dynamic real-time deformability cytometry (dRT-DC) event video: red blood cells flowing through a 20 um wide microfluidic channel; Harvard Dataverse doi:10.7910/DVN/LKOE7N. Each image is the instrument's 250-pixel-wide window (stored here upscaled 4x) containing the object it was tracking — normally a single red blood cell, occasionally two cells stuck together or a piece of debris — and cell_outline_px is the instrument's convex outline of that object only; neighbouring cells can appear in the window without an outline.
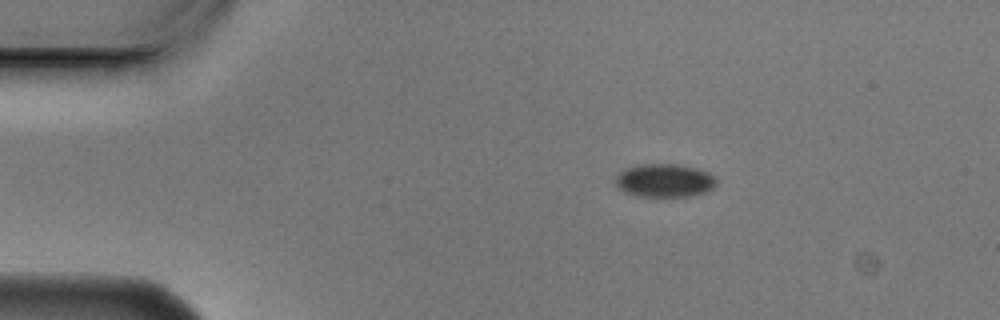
{"species": "Egyptian fruit bat (a non-hibernating species)", "species_latin": "Rousettus aegyptiacus", "temperature_condition": "cold", "stored_images_in_passage": 6, "camera_frame_rate_fps": 3000, "um_per_image_px": 0.085, "animal": {"sex": "male"}, "frame": {"image": 1, "passage_image": 2, "time_ms": 0.333, "image_size_px": [1000, 320], "cell_outline_px": [[716, 184], [712, 188], [704, 192], [688, 196], [640, 196], [628, 192], [620, 188], [616, 184], [616, 176], [624, 168], [636, 164], [676, 164], [696, 168], [708, 172], [716, 176]], "centroid_in_image_um": [56.5, 15.32], "position_along_channel_um": 28.5, "area_um2": 19.42}}
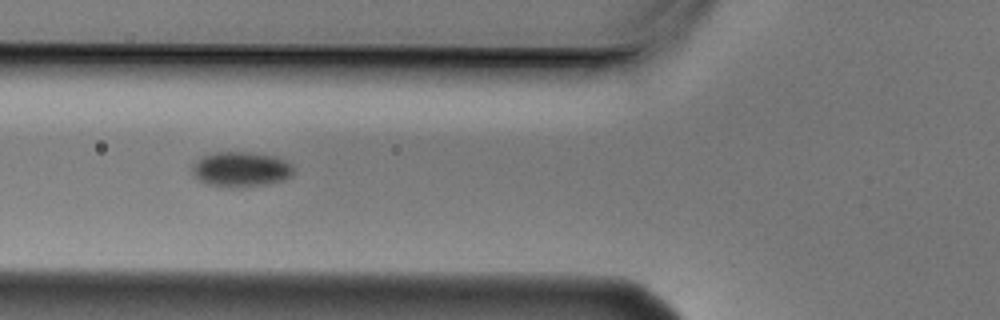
{"frame": {"image": 2, "passage_image": 5, "time_ms": 1.333, "image_size_px": [1000, 320], "cell_outline_px": [[296, 168], [292, 176], [284, 180], [268, 184], [232, 188], [228, 188], [204, 184], [192, 172], [192, 164], [204, 156], [216, 152], [248, 152], [276, 156], [292, 164]], "centroid_in_image_um": [20.52, 14.4], "position_along_channel_um": 105.3, "area_um2": 20.98}}
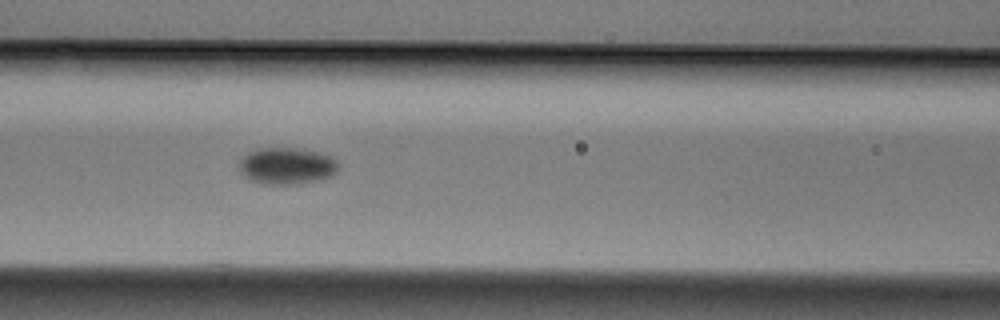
{"frame": {"image": 3, "passage_image": 6, "time_ms": 1.667, "image_size_px": [1000, 320], "cell_outline_px": [[340, 168], [332, 176], [320, 180], [296, 184], [264, 184], [248, 180], [236, 168], [236, 164], [248, 152], [256, 148], [296, 148], [316, 152], [332, 156], [340, 164]], "centroid_in_image_um": [24.35, 14.11], "position_along_channel_um": 142.2, "area_um2": 21.73}}